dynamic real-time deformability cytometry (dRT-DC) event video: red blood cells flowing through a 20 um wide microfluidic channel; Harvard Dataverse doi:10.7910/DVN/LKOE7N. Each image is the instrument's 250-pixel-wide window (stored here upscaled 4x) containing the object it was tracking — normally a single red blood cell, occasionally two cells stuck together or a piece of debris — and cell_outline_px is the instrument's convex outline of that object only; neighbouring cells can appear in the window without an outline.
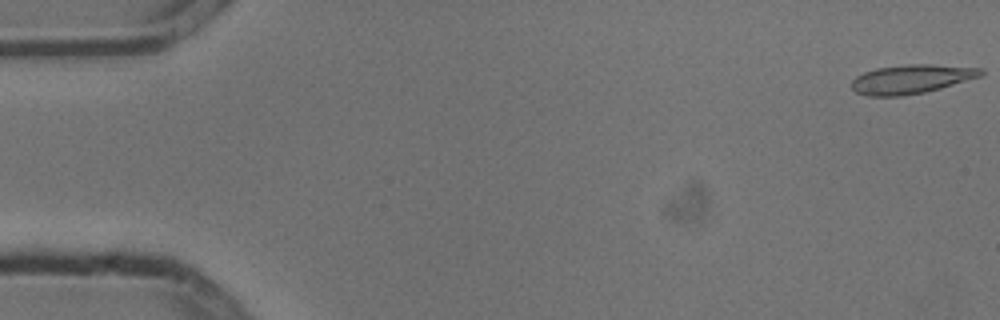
{"species": "common noctule bat (a hibernating species)", "species_latin": "Nyctalus noctula", "temperature_condition": "cold", "stored_images_in_passage": 10, "camera_frame_rate_fps": 3000, "um_per_image_px": 0.085, "animal": {"sex": "male", "body_mass_g": 13.3}, "frame": {"image": 1, "passage_image": 1, "time_ms": 0.0, "image_size_px": [1000, 320], "cell_outline_px": [[984, 72], [980, 76], [940, 88], [924, 92], [900, 96], [868, 96], [856, 92], [852, 88], [852, 80], [856, 76], [864, 72], [876, 68], [908, 64], [932, 64], [984, 68]], "centroid_in_image_um": [77.45, 6.71], "position_along_channel_um": 7.5, "area_um2": 21.73}}
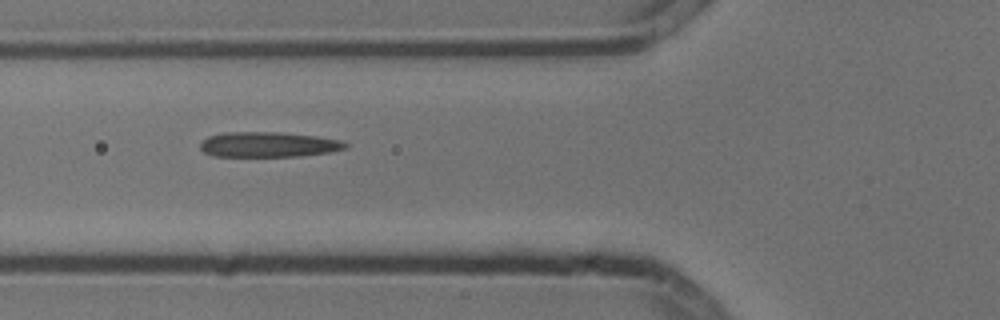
{"frame": {"image": 2, "passage_image": 6, "time_ms": 1.667, "image_size_px": [1000, 320], "cell_outline_px": [[348, 148], [328, 152], [296, 156], [216, 156], [204, 152], [200, 148], [200, 144], [208, 136], [224, 132], [280, 132], [316, 136], [344, 140], [348, 144]], "centroid_in_image_um": [22.84, 12.27], "position_along_channel_um": 103.0, "area_um2": 21.27}}
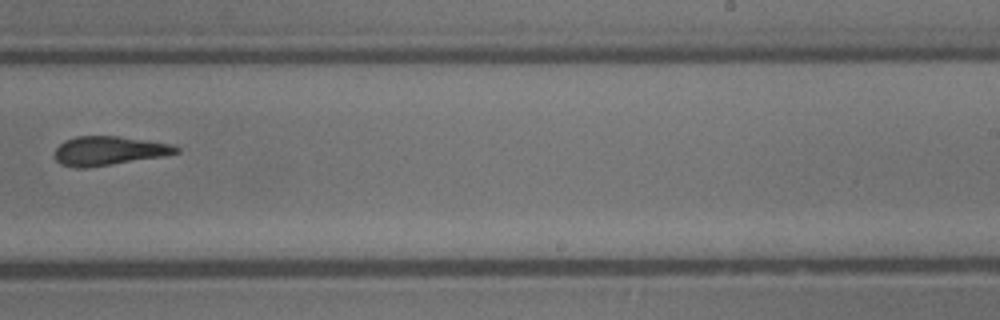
{"frame": {"image": 3, "passage_image": 10, "time_ms": 3.0, "image_size_px": [1000, 320], "cell_outline_px": [[180, 152], [164, 156], [112, 164], [84, 168], [76, 168], [60, 164], [56, 160], [56, 148], [64, 140], [76, 136], [116, 136], [172, 144], [180, 148]], "centroid_in_image_um": [9.25, 12.81], "position_along_channel_um": 279.8, "area_um2": 20.4}}